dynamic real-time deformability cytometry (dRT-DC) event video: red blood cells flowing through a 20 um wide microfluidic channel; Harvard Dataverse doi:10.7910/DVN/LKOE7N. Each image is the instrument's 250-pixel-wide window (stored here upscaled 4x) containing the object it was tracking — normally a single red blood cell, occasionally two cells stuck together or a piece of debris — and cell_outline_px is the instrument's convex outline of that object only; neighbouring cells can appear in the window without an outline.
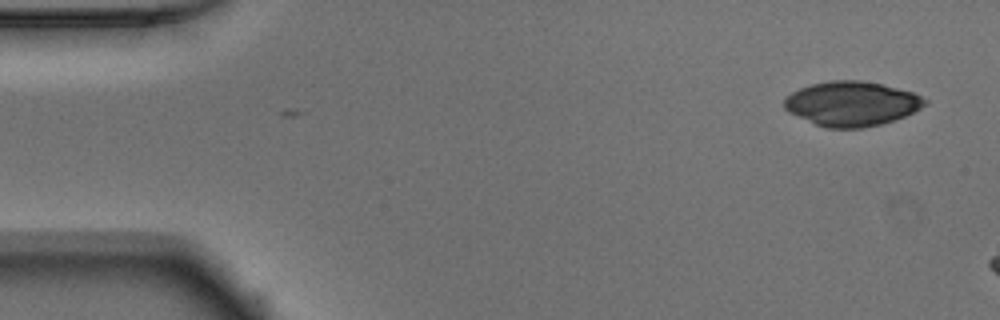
{"species": "Egyptian fruit bat (a non-hibernating species)", "species_latin": "Rousettus aegyptiacus", "temperature_condition": "warm", "stored_images_in_passage": 7, "camera_frame_rate_fps": 3000, "um_per_image_px": 0.085, "animal": {"sex": "male"}, "frame": {"image": 1, "passage_image": 1, "time_ms": 0.0, "image_size_px": [1000, 320], "cell_outline_px": [[928, 104], [904, 116], [880, 124], [860, 128], [828, 128], [816, 124], [788, 112], [784, 108], [784, 96], [800, 88], [812, 84], [832, 80], [860, 80], [884, 84], [912, 92], [928, 100]], "centroid_in_image_um": [72.38, 8.8], "position_along_channel_um": 12.6, "area_um2": 36.41}}